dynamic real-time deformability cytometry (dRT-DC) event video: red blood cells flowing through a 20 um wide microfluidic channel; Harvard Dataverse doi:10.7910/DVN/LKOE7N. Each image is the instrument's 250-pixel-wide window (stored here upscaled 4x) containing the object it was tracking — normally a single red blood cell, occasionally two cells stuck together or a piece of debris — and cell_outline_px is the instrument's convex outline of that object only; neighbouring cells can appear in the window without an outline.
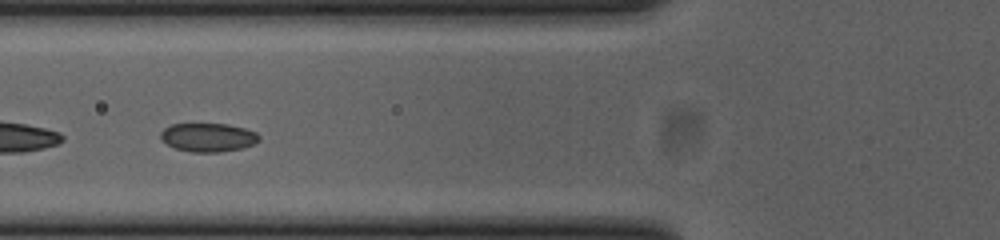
{"species": "common noctule bat (a hibernating species)", "species_latin": "Nyctalus noctula", "temperature_condition": "cold", "stored_images_in_passage": 49, "segment_of_instrument_passage": [2, 2], "camera_frame_rate_fps": 3000, "um_per_image_px": 0.085, "animal": {"sex": "female", "body_mass_g": 23.0, "forearm_length_mm": 53.4}, "frame": {"image": 1, "passage_image": 15, "time_ms": 4.667, "image_size_px": [1000, 240], "cell_outline_px": [[260, 140], [252, 144], [240, 148], [220, 152], [192, 152], [176, 148], [160, 140], [160, 132], [164, 128], [172, 124], [228, 124], [244, 128], [256, 132], [260, 136]], "centroid_in_image_um": [17.67, 11.67], "position_along_channel_um": 108.1, "area_um2": 16.36}}
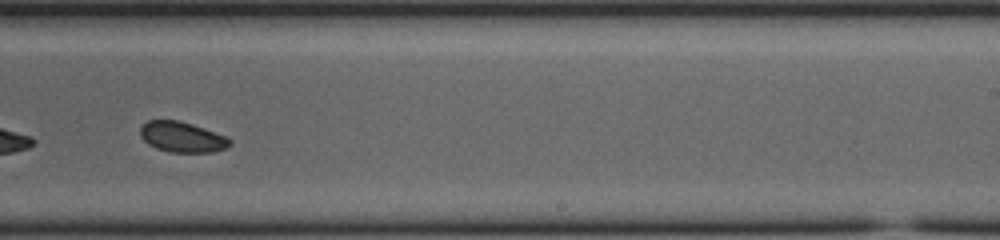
{"frame": {"image": 2, "passage_image": 28, "time_ms": 9.0, "image_size_px": [1000, 240], "cell_outline_px": [[232, 144], [224, 148], [212, 152], [168, 152], [156, 148], [148, 144], [140, 136], [140, 128], [148, 120], [180, 120], [204, 128], [224, 136], [232, 140]], "centroid_in_image_um": [15.46, 11.64], "position_along_channel_um": 273.5, "area_um2": 15.84}}
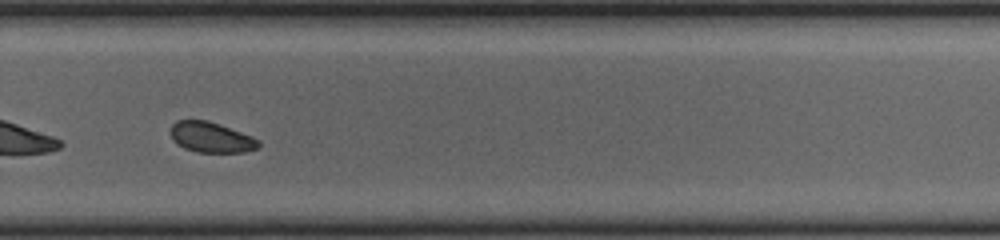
{"frame": {"image": 3, "passage_image": 31, "time_ms": 10.0, "image_size_px": [1000, 240], "cell_outline_px": [[260, 148], [244, 152], [196, 152], [184, 148], [176, 144], [172, 140], [168, 132], [172, 124], [176, 120], [208, 120], [220, 124], [252, 136], [260, 140]], "centroid_in_image_um": [17.92, 11.67], "position_along_channel_um": 311.9, "area_um2": 15.95}}